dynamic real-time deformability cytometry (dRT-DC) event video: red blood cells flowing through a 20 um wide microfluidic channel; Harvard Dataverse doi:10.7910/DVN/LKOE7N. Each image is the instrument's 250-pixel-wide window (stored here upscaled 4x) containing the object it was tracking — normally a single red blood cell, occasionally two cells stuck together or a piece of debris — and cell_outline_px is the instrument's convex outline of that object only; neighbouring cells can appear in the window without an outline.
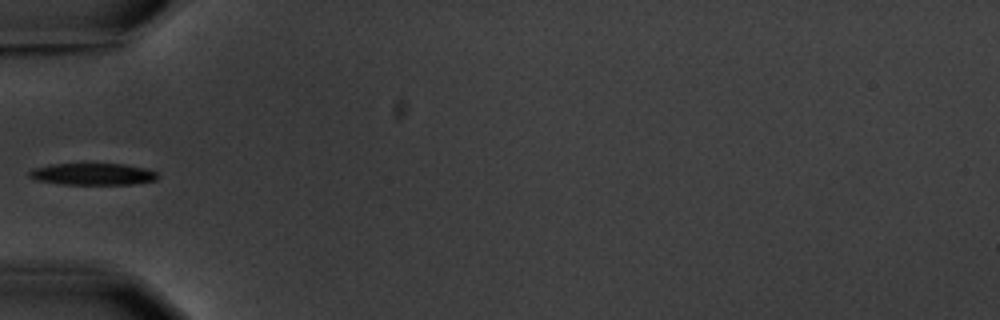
{"species": "common noctule bat (a hibernating species)", "species_latin": "Nyctalus noctula", "temperature_condition": "warm", "stored_images_in_passage": 6, "segment_of_instrument_passage": [2, 2], "camera_frame_rate_fps": 3000, "um_per_image_px": 0.085, "animal": {"sex": "male", "body_mass_g": 20.1, "forearm_length_mm": 53.5}, "frame": {"image": 1, "passage_image": 6, "time_ms": 6.667, "image_size_px": [1000, 320], "cell_outline_px": [[160, 176], [156, 180], [132, 184], [60, 184], [36, 180], [28, 176], [28, 172], [32, 168], [48, 164], [124, 164], [144, 168], [156, 172]], "centroid_in_image_um": [7.85, 14.8], "position_along_channel_um": 77.2, "area_um2": 16.36}}